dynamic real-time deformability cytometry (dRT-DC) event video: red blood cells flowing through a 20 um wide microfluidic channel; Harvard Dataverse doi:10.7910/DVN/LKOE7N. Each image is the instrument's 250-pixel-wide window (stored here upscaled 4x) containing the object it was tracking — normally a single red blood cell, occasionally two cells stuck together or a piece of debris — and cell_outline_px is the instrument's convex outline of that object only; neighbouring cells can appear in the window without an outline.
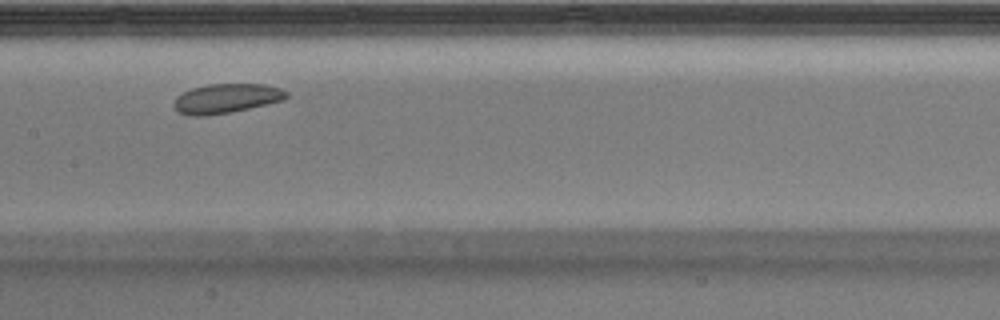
{"species": "Egyptian fruit bat (a non-hibernating species)", "species_latin": "Rousettus aegyptiacus", "temperature_condition": "warm", "stored_images_in_passage": 27, "camera_frame_rate_fps": 3000, "um_per_image_px": 0.085, "animal": {"sex": "male"}, "frame": {"image": 1, "passage_image": 12, "time_ms": 3.667, "image_size_px": [1000, 320], "cell_outline_px": [[288, 96], [284, 100], [232, 112], [204, 116], [192, 116], [180, 112], [172, 104], [176, 96], [192, 88], [208, 84], [264, 84], [280, 88], [288, 92]], "centroid_in_image_um": [19.24, 8.36], "position_along_channel_um": 188.2, "area_um2": 19.31}}